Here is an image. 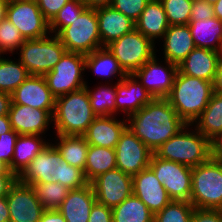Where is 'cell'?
<instances>
[{
	"mask_svg": "<svg viewBox=\"0 0 222 222\" xmlns=\"http://www.w3.org/2000/svg\"><path fill=\"white\" fill-rule=\"evenodd\" d=\"M102 47L135 29V22L112 6L96 8Z\"/></svg>",
	"mask_w": 222,
	"mask_h": 222,
	"instance_id": "cell-24",
	"label": "cell"
},
{
	"mask_svg": "<svg viewBox=\"0 0 222 222\" xmlns=\"http://www.w3.org/2000/svg\"><path fill=\"white\" fill-rule=\"evenodd\" d=\"M17 180V175H0V197H6Z\"/></svg>",
	"mask_w": 222,
	"mask_h": 222,
	"instance_id": "cell-48",
	"label": "cell"
},
{
	"mask_svg": "<svg viewBox=\"0 0 222 222\" xmlns=\"http://www.w3.org/2000/svg\"><path fill=\"white\" fill-rule=\"evenodd\" d=\"M39 222H66L58 210H45Z\"/></svg>",
	"mask_w": 222,
	"mask_h": 222,
	"instance_id": "cell-50",
	"label": "cell"
},
{
	"mask_svg": "<svg viewBox=\"0 0 222 222\" xmlns=\"http://www.w3.org/2000/svg\"><path fill=\"white\" fill-rule=\"evenodd\" d=\"M60 156L54 144L49 143L18 176V180L26 185L56 182L57 160Z\"/></svg>",
	"mask_w": 222,
	"mask_h": 222,
	"instance_id": "cell-20",
	"label": "cell"
},
{
	"mask_svg": "<svg viewBox=\"0 0 222 222\" xmlns=\"http://www.w3.org/2000/svg\"><path fill=\"white\" fill-rule=\"evenodd\" d=\"M194 123L209 141L222 132V94L213 92L206 108Z\"/></svg>",
	"mask_w": 222,
	"mask_h": 222,
	"instance_id": "cell-30",
	"label": "cell"
},
{
	"mask_svg": "<svg viewBox=\"0 0 222 222\" xmlns=\"http://www.w3.org/2000/svg\"><path fill=\"white\" fill-rule=\"evenodd\" d=\"M10 222H39L45 209L30 185L19 180L6 196Z\"/></svg>",
	"mask_w": 222,
	"mask_h": 222,
	"instance_id": "cell-15",
	"label": "cell"
},
{
	"mask_svg": "<svg viewBox=\"0 0 222 222\" xmlns=\"http://www.w3.org/2000/svg\"><path fill=\"white\" fill-rule=\"evenodd\" d=\"M127 74H133L155 54V44L141 32L133 29L106 46Z\"/></svg>",
	"mask_w": 222,
	"mask_h": 222,
	"instance_id": "cell-8",
	"label": "cell"
},
{
	"mask_svg": "<svg viewBox=\"0 0 222 222\" xmlns=\"http://www.w3.org/2000/svg\"><path fill=\"white\" fill-rule=\"evenodd\" d=\"M11 102V95L0 91V116L8 115Z\"/></svg>",
	"mask_w": 222,
	"mask_h": 222,
	"instance_id": "cell-52",
	"label": "cell"
},
{
	"mask_svg": "<svg viewBox=\"0 0 222 222\" xmlns=\"http://www.w3.org/2000/svg\"><path fill=\"white\" fill-rule=\"evenodd\" d=\"M132 182L133 194L142 200L154 215L172 201L149 167L132 176Z\"/></svg>",
	"mask_w": 222,
	"mask_h": 222,
	"instance_id": "cell-17",
	"label": "cell"
},
{
	"mask_svg": "<svg viewBox=\"0 0 222 222\" xmlns=\"http://www.w3.org/2000/svg\"><path fill=\"white\" fill-rule=\"evenodd\" d=\"M30 186L45 210H57L70 190L58 182H36Z\"/></svg>",
	"mask_w": 222,
	"mask_h": 222,
	"instance_id": "cell-35",
	"label": "cell"
},
{
	"mask_svg": "<svg viewBox=\"0 0 222 222\" xmlns=\"http://www.w3.org/2000/svg\"><path fill=\"white\" fill-rule=\"evenodd\" d=\"M188 26L197 48L222 53V20L215 16L209 19L190 20Z\"/></svg>",
	"mask_w": 222,
	"mask_h": 222,
	"instance_id": "cell-27",
	"label": "cell"
},
{
	"mask_svg": "<svg viewBox=\"0 0 222 222\" xmlns=\"http://www.w3.org/2000/svg\"><path fill=\"white\" fill-rule=\"evenodd\" d=\"M214 16L219 20H222V0H217L213 5Z\"/></svg>",
	"mask_w": 222,
	"mask_h": 222,
	"instance_id": "cell-56",
	"label": "cell"
},
{
	"mask_svg": "<svg viewBox=\"0 0 222 222\" xmlns=\"http://www.w3.org/2000/svg\"><path fill=\"white\" fill-rule=\"evenodd\" d=\"M19 136L13 129L0 136V161L4 162L12 171V159L16 139Z\"/></svg>",
	"mask_w": 222,
	"mask_h": 222,
	"instance_id": "cell-43",
	"label": "cell"
},
{
	"mask_svg": "<svg viewBox=\"0 0 222 222\" xmlns=\"http://www.w3.org/2000/svg\"><path fill=\"white\" fill-rule=\"evenodd\" d=\"M212 94V82L177 71L171 92L166 99L186 124L194 125Z\"/></svg>",
	"mask_w": 222,
	"mask_h": 222,
	"instance_id": "cell-2",
	"label": "cell"
},
{
	"mask_svg": "<svg viewBox=\"0 0 222 222\" xmlns=\"http://www.w3.org/2000/svg\"><path fill=\"white\" fill-rule=\"evenodd\" d=\"M40 135H19L16 139L12 159V172L19 176L30 162L44 150L49 142ZM47 143V144H46Z\"/></svg>",
	"mask_w": 222,
	"mask_h": 222,
	"instance_id": "cell-28",
	"label": "cell"
},
{
	"mask_svg": "<svg viewBox=\"0 0 222 222\" xmlns=\"http://www.w3.org/2000/svg\"><path fill=\"white\" fill-rule=\"evenodd\" d=\"M55 99L45 77L37 75H29L11 94L12 103L46 110L52 116L55 109Z\"/></svg>",
	"mask_w": 222,
	"mask_h": 222,
	"instance_id": "cell-16",
	"label": "cell"
},
{
	"mask_svg": "<svg viewBox=\"0 0 222 222\" xmlns=\"http://www.w3.org/2000/svg\"><path fill=\"white\" fill-rule=\"evenodd\" d=\"M57 36L69 52L87 55L102 48L96 9L86 7L78 18L63 28Z\"/></svg>",
	"mask_w": 222,
	"mask_h": 222,
	"instance_id": "cell-7",
	"label": "cell"
},
{
	"mask_svg": "<svg viewBox=\"0 0 222 222\" xmlns=\"http://www.w3.org/2000/svg\"><path fill=\"white\" fill-rule=\"evenodd\" d=\"M91 185L96 201L111 209L133 194L132 176L117 168L99 175Z\"/></svg>",
	"mask_w": 222,
	"mask_h": 222,
	"instance_id": "cell-13",
	"label": "cell"
},
{
	"mask_svg": "<svg viewBox=\"0 0 222 222\" xmlns=\"http://www.w3.org/2000/svg\"><path fill=\"white\" fill-rule=\"evenodd\" d=\"M25 39L17 27L6 17L0 21V55L7 51L13 53L24 43Z\"/></svg>",
	"mask_w": 222,
	"mask_h": 222,
	"instance_id": "cell-41",
	"label": "cell"
},
{
	"mask_svg": "<svg viewBox=\"0 0 222 222\" xmlns=\"http://www.w3.org/2000/svg\"><path fill=\"white\" fill-rule=\"evenodd\" d=\"M190 202L194 208L222 210V162L209 158L192 168Z\"/></svg>",
	"mask_w": 222,
	"mask_h": 222,
	"instance_id": "cell-5",
	"label": "cell"
},
{
	"mask_svg": "<svg viewBox=\"0 0 222 222\" xmlns=\"http://www.w3.org/2000/svg\"><path fill=\"white\" fill-rule=\"evenodd\" d=\"M85 69H91L95 74L109 78L117 73L120 76L119 81L127 75L107 47L96 49L85 55Z\"/></svg>",
	"mask_w": 222,
	"mask_h": 222,
	"instance_id": "cell-33",
	"label": "cell"
},
{
	"mask_svg": "<svg viewBox=\"0 0 222 222\" xmlns=\"http://www.w3.org/2000/svg\"><path fill=\"white\" fill-rule=\"evenodd\" d=\"M203 1H206L208 4H211V5H214L217 0H203Z\"/></svg>",
	"mask_w": 222,
	"mask_h": 222,
	"instance_id": "cell-59",
	"label": "cell"
},
{
	"mask_svg": "<svg viewBox=\"0 0 222 222\" xmlns=\"http://www.w3.org/2000/svg\"><path fill=\"white\" fill-rule=\"evenodd\" d=\"M85 88L89 95L92 111L96 116H113L116 114V84L112 88L105 85L99 86L94 91H90L87 84Z\"/></svg>",
	"mask_w": 222,
	"mask_h": 222,
	"instance_id": "cell-36",
	"label": "cell"
},
{
	"mask_svg": "<svg viewBox=\"0 0 222 222\" xmlns=\"http://www.w3.org/2000/svg\"><path fill=\"white\" fill-rule=\"evenodd\" d=\"M86 7L89 8H100V7H105V6H111L113 0H81Z\"/></svg>",
	"mask_w": 222,
	"mask_h": 222,
	"instance_id": "cell-54",
	"label": "cell"
},
{
	"mask_svg": "<svg viewBox=\"0 0 222 222\" xmlns=\"http://www.w3.org/2000/svg\"><path fill=\"white\" fill-rule=\"evenodd\" d=\"M191 222H222V210L194 208Z\"/></svg>",
	"mask_w": 222,
	"mask_h": 222,
	"instance_id": "cell-45",
	"label": "cell"
},
{
	"mask_svg": "<svg viewBox=\"0 0 222 222\" xmlns=\"http://www.w3.org/2000/svg\"><path fill=\"white\" fill-rule=\"evenodd\" d=\"M115 116H96L83 135L89 145L115 149L127 119L118 121ZM126 122V123H125Z\"/></svg>",
	"mask_w": 222,
	"mask_h": 222,
	"instance_id": "cell-22",
	"label": "cell"
},
{
	"mask_svg": "<svg viewBox=\"0 0 222 222\" xmlns=\"http://www.w3.org/2000/svg\"><path fill=\"white\" fill-rule=\"evenodd\" d=\"M117 169L134 176L149 167L153 152L128 128L115 147Z\"/></svg>",
	"mask_w": 222,
	"mask_h": 222,
	"instance_id": "cell-12",
	"label": "cell"
},
{
	"mask_svg": "<svg viewBox=\"0 0 222 222\" xmlns=\"http://www.w3.org/2000/svg\"><path fill=\"white\" fill-rule=\"evenodd\" d=\"M169 26L160 0H150L135 22V29L153 42L155 38H163Z\"/></svg>",
	"mask_w": 222,
	"mask_h": 222,
	"instance_id": "cell-26",
	"label": "cell"
},
{
	"mask_svg": "<svg viewBox=\"0 0 222 222\" xmlns=\"http://www.w3.org/2000/svg\"><path fill=\"white\" fill-rule=\"evenodd\" d=\"M194 206L189 201L172 200L154 215L153 222H191Z\"/></svg>",
	"mask_w": 222,
	"mask_h": 222,
	"instance_id": "cell-37",
	"label": "cell"
},
{
	"mask_svg": "<svg viewBox=\"0 0 222 222\" xmlns=\"http://www.w3.org/2000/svg\"><path fill=\"white\" fill-rule=\"evenodd\" d=\"M19 61L30 75L45 76L67 51L57 35L25 40Z\"/></svg>",
	"mask_w": 222,
	"mask_h": 222,
	"instance_id": "cell-6",
	"label": "cell"
},
{
	"mask_svg": "<svg viewBox=\"0 0 222 222\" xmlns=\"http://www.w3.org/2000/svg\"><path fill=\"white\" fill-rule=\"evenodd\" d=\"M0 222H10L9 208L6 197H0Z\"/></svg>",
	"mask_w": 222,
	"mask_h": 222,
	"instance_id": "cell-53",
	"label": "cell"
},
{
	"mask_svg": "<svg viewBox=\"0 0 222 222\" xmlns=\"http://www.w3.org/2000/svg\"><path fill=\"white\" fill-rule=\"evenodd\" d=\"M58 144L54 145L62 159L69 165L85 170L88 142L84 136L57 135Z\"/></svg>",
	"mask_w": 222,
	"mask_h": 222,
	"instance_id": "cell-31",
	"label": "cell"
},
{
	"mask_svg": "<svg viewBox=\"0 0 222 222\" xmlns=\"http://www.w3.org/2000/svg\"><path fill=\"white\" fill-rule=\"evenodd\" d=\"M11 130L12 126L10 124L9 116L8 115L0 116V136Z\"/></svg>",
	"mask_w": 222,
	"mask_h": 222,
	"instance_id": "cell-55",
	"label": "cell"
},
{
	"mask_svg": "<svg viewBox=\"0 0 222 222\" xmlns=\"http://www.w3.org/2000/svg\"><path fill=\"white\" fill-rule=\"evenodd\" d=\"M56 182L68 189H78L88 184L81 169L69 165L60 156L57 160Z\"/></svg>",
	"mask_w": 222,
	"mask_h": 222,
	"instance_id": "cell-39",
	"label": "cell"
},
{
	"mask_svg": "<svg viewBox=\"0 0 222 222\" xmlns=\"http://www.w3.org/2000/svg\"><path fill=\"white\" fill-rule=\"evenodd\" d=\"M27 69L20 61L1 58L0 55V91L12 94L28 77Z\"/></svg>",
	"mask_w": 222,
	"mask_h": 222,
	"instance_id": "cell-34",
	"label": "cell"
},
{
	"mask_svg": "<svg viewBox=\"0 0 222 222\" xmlns=\"http://www.w3.org/2000/svg\"><path fill=\"white\" fill-rule=\"evenodd\" d=\"M127 121V127L153 153L187 125L166 98H153Z\"/></svg>",
	"mask_w": 222,
	"mask_h": 222,
	"instance_id": "cell-1",
	"label": "cell"
},
{
	"mask_svg": "<svg viewBox=\"0 0 222 222\" xmlns=\"http://www.w3.org/2000/svg\"><path fill=\"white\" fill-rule=\"evenodd\" d=\"M187 124L181 131L163 143L154 154L164 160L174 161L191 168L211 157L210 141L196 128L189 131ZM188 130V132H187Z\"/></svg>",
	"mask_w": 222,
	"mask_h": 222,
	"instance_id": "cell-4",
	"label": "cell"
},
{
	"mask_svg": "<svg viewBox=\"0 0 222 222\" xmlns=\"http://www.w3.org/2000/svg\"><path fill=\"white\" fill-rule=\"evenodd\" d=\"M154 214L146 204L132 194L112 208V222H153Z\"/></svg>",
	"mask_w": 222,
	"mask_h": 222,
	"instance_id": "cell-32",
	"label": "cell"
},
{
	"mask_svg": "<svg viewBox=\"0 0 222 222\" xmlns=\"http://www.w3.org/2000/svg\"><path fill=\"white\" fill-rule=\"evenodd\" d=\"M8 116L12 129L19 135H42L53 121V116L46 110L12 102Z\"/></svg>",
	"mask_w": 222,
	"mask_h": 222,
	"instance_id": "cell-18",
	"label": "cell"
},
{
	"mask_svg": "<svg viewBox=\"0 0 222 222\" xmlns=\"http://www.w3.org/2000/svg\"><path fill=\"white\" fill-rule=\"evenodd\" d=\"M95 117L85 87L55 99L53 122L57 135L83 136Z\"/></svg>",
	"mask_w": 222,
	"mask_h": 222,
	"instance_id": "cell-3",
	"label": "cell"
},
{
	"mask_svg": "<svg viewBox=\"0 0 222 222\" xmlns=\"http://www.w3.org/2000/svg\"><path fill=\"white\" fill-rule=\"evenodd\" d=\"M8 1H35V0H8Z\"/></svg>",
	"mask_w": 222,
	"mask_h": 222,
	"instance_id": "cell-60",
	"label": "cell"
},
{
	"mask_svg": "<svg viewBox=\"0 0 222 222\" xmlns=\"http://www.w3.org/2000/svg\"><path fill=\"white\" fill-rule=\"evenodd\" d=\"M86 8V5L81 0L68 1L60 11L49 22V30L54 35H57L63 28L69 26L81 12Z\"/></svg>",
	"mask_w": 222,
	"mask_h": 222,
	"instance_id": "cell-38",
	"label": "cell"
},
{
	"mask_svg": "<svg viewBox=\"0 0 222 222\" xmlns=\"http://www.w3.org/2000/svg\"><path fill=\"white\" fill-rule=\"evenodd\" d=\"M68 1L70 0H36L40 11L49 22Z\"/></svg>",
	"mask_w": 222,
	"mask_h": 222,
	"instance_id": "cell-44",
	"label": "cell"
},
{
	"mask_svg": "<svg viewBox=\"0 0 222 222\" xmlns=\"http://www.w3.org/2000/svg\"><path fill=\"white\" fill-rule=\"evenodd\" d=\"M116 95V113L121 109L127 118L153 99L133 74H127L116 83Z\"/></svg>",
	"mask_w": 222,
	"mask_h": 222,
	"instance_id": "cell-19",
	"label": "cell"
},
{
	"mask_svg": "<svg viewBox=\"0 0 222 222\" xmlns=\"http://www.w3.org/2000/svg\"><path fill=\"white\" fill-rule=\"evenodd\" d=\"M163 40L164 60L176 65L196 47L188 25H170Z\"/></svg>",
	"mask_w": 222,
	"mask_h": 222,
	"instance_id": "cell-25",
	"label": "cell"
},
{
	"mask_svg": "<svg viewBox=\"0 0 222 222\" xmlns=\"http://www.w3.org/2000/svg\"><path fill=\"white\" fill-rule=\"evenodd\" d=\"M117 168L116 152L113 148L89 145L84 176L91 183L99 175Z\"/></svg>",
	"mask_w": 222,
	"mask_h": 222,
	"instance_id": "cell-29",
	"label": "cell"
},
{
	"mask_svg": "<svg viewBox=\"0 0 222 222\" xmlns=\"http://www.w3.org/2000/svg\"><path fill=\"white\" fill-rule=\"evenodd\" d=\"M150 0H113L111 6L136 22Z\"/></svg>",
	"mask_w": 222,
	"mask_h": 222,
	"instance_id": "cell-42",
	"label": "cell"
},
{
	"mask_svg": "<svg viewBox=\"0 0 222 222\" xmlns=\"http://www.w3.org/2000/svg\"><path fill=\"white\" fill-rule=\"evenodd\" d=\"M214 17L213 5L203 0H193L190 20H202Z\"/></svg>",
	"mask_w": 222,
	"mask_h": 222,
	"instance_id": "cell-46",
	"label": "cell"
},
{
	"mask_svg": "<svg viewBox=\"0 0 222 222\" xmlns=\"http://www.w3.org/2000/svg\"><path fill=\"white\" fill-rule=\"evenodd\" d=\"M85 69V55L66 51L60 61L44 77L55 98L79 90L86 85L82 71Z\"/></svg>",
	"mask_w": 222,
	"mask_h": 222,
	"instance_id": "cell-9",
	"label": "cell"
},
{
	"mask_svg": "<svg viewBox=\"0 0 222 222\" xmlns=\"http://www.w3.org/2000/svg\"><path fill=\"white\" fill-rule=\"evenodd\" d=\"M222 53L195 47L188 56L178 64L182 74L213 82Z\"/></svg>",
	"mask_w": 222,
	"mask_h": 222,
	"instance_id": "cell-21",
	"label": "cell"
},
{
	"mask_svg": "<svg viewBox=\"0 0 222 222\" xmlns=\"http://www.w3.org/2000/svg\"><path fill=\"white\" fill-rule=\"evenodd\" d=\"M169 25H188L193 0H160Z\"/></svg>",
	"mask_w": 222,
	"mask_h": 222,
	"instance_id": "cell-40",
	"label": "cell"
},
{
	"mask_svg": "<svg viewBox=\"0 0 222 222\" xmlns=\"http://www.w3.org/2000/svg\"><path fill=\"white\" fill-rule=\"evenodd\" d=\"M96 197L91 183L69 190L67 197L58 207L66 222H88Z\"/></svg>",
	"mask_w": 222,
	"mask_h": 222,
	"instance_id": "cell-23",
	"label": "cell"
},
{
	"mask_svg": "<svg viewBox=\"0 0 222 222\" xmlns=\"http://www.w3.org/2000/svg\"><path fill=\"white\" fill-rule=\"evenodd\" d=\"M0 175H16L9 167L2 161H0Z\"/></svg>",
	"mask_w": 222,
	"mask_h": 222,
	"instance_id": "cell-58",
	"label": "cell"
},
{
	"mask_svg": "<svg viewBox=\"0 0 222 222\" xmlns=\"http://www.w3.org/2000/svg\"><path fill=\"white\" fill-rule=\"evenodd\" d=\"M6 18L17 27L25 40L39 39L50 33L49 21L35 1H8Z\"/></svg>",
	"mask_w": 222,
	"mask_h": 222,
	"instance_id": "cell-11",
	"label": "cell"
},
{
	"mask_svg": "<svg viewBox=\"0 0 222 222\" xmlns=\"http://www.w3.org/2000/svg\"><path fill=\"white\" fill-rule=\"evenodd\" d=\"M157 61L154 56L137 69L133 75L136 79L141 80V84L153 98H166L171 92L178 65L165 60L168 67H162Z\"/></svg>",
	"mask_w": 222,
	"mask_h": 222,
	"instance_id": "cell-14",
	"label": "cell"
},
{
	"mask_svg": "<svg viewBox=\"0 0 222 222\" xmlns=\"http://www.w3.org/2000/svg\"><path fill=\"white\" fill-rule=\"evenodd\" d=\"M149 168L165 187L171 200L189 201L192 190V168L174 161L151 157Z\"/></svg>",
	"mask_w": 222,
	"mask_h": 222,
	"instance_id": "cell-10",
	"label": "cell"
},
{
	"mask_svg": "<svg viewBox=\"0 0 222 222\" xmlns=\"http://www.w3.org/2000/svg\"><path fill=\"white\" fill-rule=\"evenodd\" d=\"M88 222H112V209L96 201L91 208Z\"/></svg>",
	"mask_w": 222,
	"mask_h": 222,
	"instance_id": "cell-47",
	"label": "cell"
},
{
	"mask_svg": "<svg viewBox=\"0 0 222 222\" xmlns=\"http://www.w3.org/2000/svg\"><path fill=\"white\" fill-rule=\"evenodd\" d=\"M211 158L222 162V132L210 141Z\"/></svg>",
	"mask_w": 222,
	"mask_h": 222,
	"instance_id": "cell-49",
	"label": "cell"
},
{
	"mask_svg": "<svg viewBox=\"0 0 222 222\" xmlns=\"http://www.w3.org/2000/svg\"><path fill=\"white\" fill-rule=\"evenodd\" d=\"M212 85H213V92L222 94V58L220 59V62L218 64V68L215 73Z\"/></svg>",
	"mask_w": 222,
	"mask_h": 222,
	"instance_id": "cell-51",
	"label": "cell"
},
{
	"mask_svg": "<svg viewBox=\"0 0 222 222\" xmlns=\"http://www.w3.org/2000/svg\"><path fill=\"white\" fill-rule=\"evenodd\" d=\"M8 0H0V21L6 17Z\"/></svg>",
	"mask_w": 222,
	"mask_h": 222,
	"instance_id": "cell-57",
	"label": "cell"
}]
</instances>
